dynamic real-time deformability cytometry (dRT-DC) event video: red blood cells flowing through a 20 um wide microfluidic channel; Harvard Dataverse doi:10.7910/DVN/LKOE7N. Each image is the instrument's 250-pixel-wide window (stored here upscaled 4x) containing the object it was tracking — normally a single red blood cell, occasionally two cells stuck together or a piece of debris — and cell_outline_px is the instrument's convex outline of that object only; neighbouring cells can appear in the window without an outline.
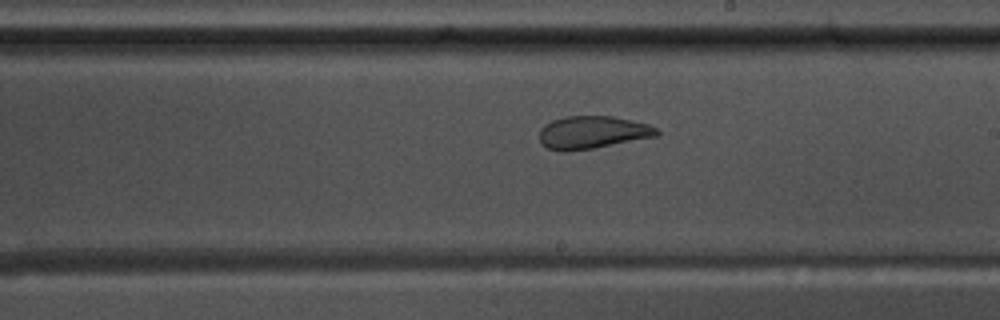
{"species": "common noctule bat (a hibernating species)", "species_latin": "Nyctalus noctula", "temperature_condition": "warm", "stored_images_in_passage": 55, "camera_frame_rate_fps": 3000, "um_per_image_px": 0.085, "animal": {"sex": "male", "body_mass_g": 17.5, "forearm_length_mm": 52.3}, "frame": {"image": 1, "passage_image": 31, "time_ms": 10.0, "image_size_px": [1000, 320], "cell_outline_px": [[660, 132], [656, 136], [592, 148], [564, 152], [548, 148], [540, 144], [540, 128], [544, 124], [552, 120], [564, 116], [612, 116], [648, 124], [656, 128]], "centroid_in_image_um": [50.3, 11.24], "position_along_channel_um": 238.7, "area_um2": 22.25}}
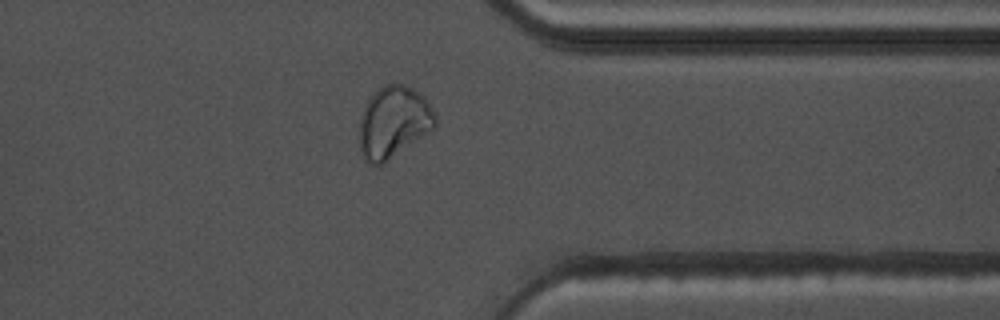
{"frame": {"image": 2, "passage_image": 43, "time_ms": 14.0, "image_size_px": [1000, 320], "cell_outline_px": [[436, 128], [388, 160], [380, 164], [372, 164], [360, 152], [360, 116], [368, 100], [380, 88], [388, 84], [404, 84], [420, 92], [424, 96], [432, 108], [436, 116]], "centroid_in_image_um": [33.49, 10.37], "position_along_channel_um": 377.9, "area_um2": 31.39}}
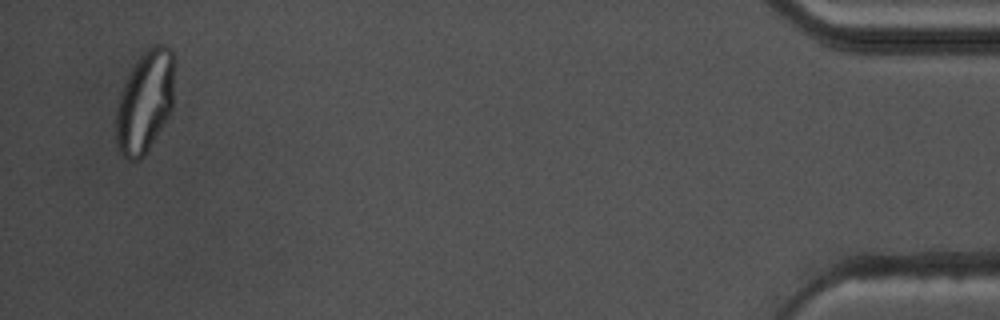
{"frame": {"image": 3, "passage_image": 53, "time_ms": 17.333, "image_size_px": [1000, 320], "cell_outline_px": [[172, 108], [168, 116], [144, 156], [140, 160], [128, 160], [120, 152], [116, 144], [116, 108], [120, 92], [136, 60], [152, 44], [164, 44], [172, 52]], "centroid_in_image_um": [12.28, 8.67], "position_along_channel_um": 422.9, "area_um2": 34.28}, "authors_computed_cell_mechanics": {"area_um2": 27.166, "velocity_mm_per_s": 3.6176, "shape_relaxation_time_tau1_ms": null, "shape_relaxation_time_tau2_ms": 1.1018, "deformation_change_tau1": null, "deformation_change_tau2": 0.062}}